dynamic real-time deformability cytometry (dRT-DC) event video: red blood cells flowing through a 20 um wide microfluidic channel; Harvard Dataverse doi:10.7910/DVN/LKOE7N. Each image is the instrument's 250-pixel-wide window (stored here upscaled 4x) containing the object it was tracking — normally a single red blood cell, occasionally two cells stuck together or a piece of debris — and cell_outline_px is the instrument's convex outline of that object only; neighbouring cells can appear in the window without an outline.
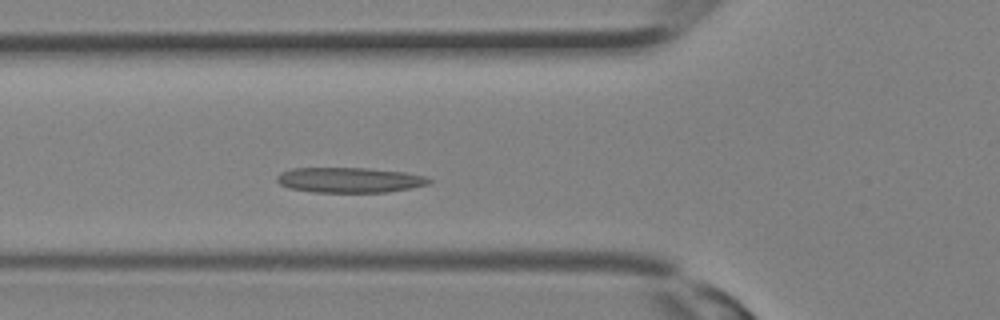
{"species": "Egyptian fruit bat (a non-hibernating species)", "species_latin": "Rousettus aegyptiacus", "temperature_condition": "room temperature", "stored_images_in_passage": 8, "camera_frame_rate_fps": 3000, "um_per_image_px": 0.085, "animal": {"sex": "female"}, "frame": {"image": 1, "passage_image": 2, "time_ms": 0.333, "image_size_px": [1000, 320], "cell_outline_px": [[432, 180], [428, 184], [388, 192], [316, 192], [288, 188], [280, 184], [276, 180], [276, 176], [280, 172], [292, 168], [368, 168], [404, 172], [424, 176]], "centroid_in_image_um": [29.66, 15.29], "position_along_channel_um": 96.1, "area_um2": 22.25}}
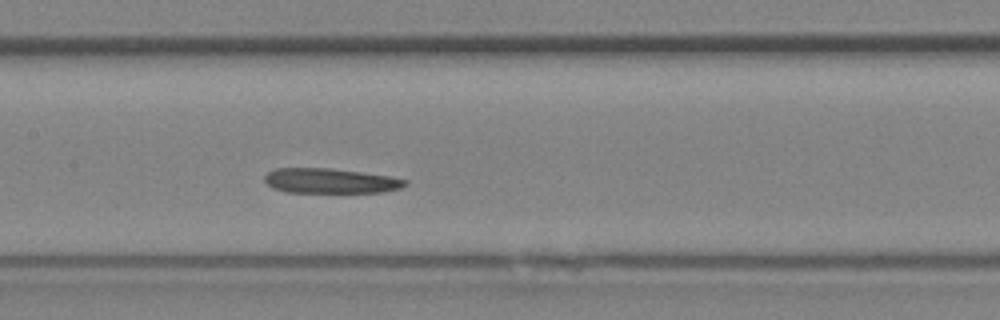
{"frame": {"image": 2, "passage_image": 6, "time_ms": 1.667, "image_size_px": [1000, 320], "cell_outline_px": [[408, 184], [400, 188], [384, 192], [288, 192], [272, 188], [264, 180], [264, 176], [268, 172], [276, 168], [328, 168], [392, 176], [408, 180]], "centroid_in_image_um": [28.1, 15.37], "position_along_channel_um": 179.3, "area_um2": 20.4}}
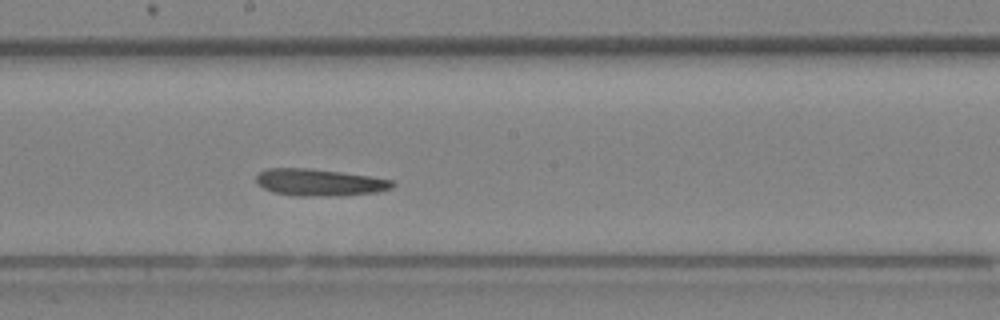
{"frame": {"image": 3, "passage_image": 8, "time_ms": 2.333, "image_size_px": [1000, 320], "cell_outline_px": [[396, 184], [392, 188], [380, 192], [340, 196], [296, 196], [272, 192], [256, 184], [256, 176], [260, 172], [268, 168], [308, 168], [372, 176], [392, 180]], "centroid_in_image_um": [27.18, 15.51], "position_along_channel_um": 221.0, "area_um2": 21.68}}